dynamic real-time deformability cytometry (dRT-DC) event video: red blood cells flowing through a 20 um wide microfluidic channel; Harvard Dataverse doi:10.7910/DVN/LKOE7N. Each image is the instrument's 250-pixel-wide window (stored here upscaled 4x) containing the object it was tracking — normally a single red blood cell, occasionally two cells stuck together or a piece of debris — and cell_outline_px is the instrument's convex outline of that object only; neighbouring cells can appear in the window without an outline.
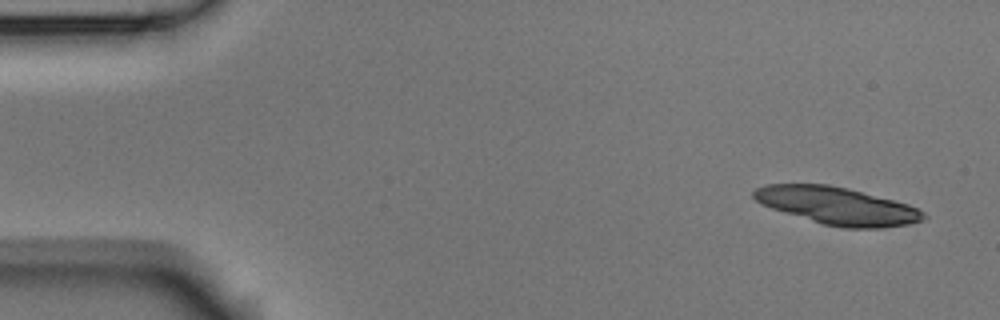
{"species": "Egyptian fruit bat (a non-hibernating species)", "species_latin": "Rousettus aegyptiacus", "temperature_condition": "room temperature", "stored_images_in_passage": 7, "camera_frame_rate_fps": 3000, "um_per_image_px": 0.085, "animal": {"sex": "male"}, "frame": {"image": 1, "passage_image": 1, "time_ms": 0.0, "image_size_px": [1000, 320], "cell_outline_px": [[928, 216], [924, 220], [908, 224], [880, 228], [844, 228], [824, 224], [784, 212], [760, 204], [752, 196], [752, 192], [756, 188], [768, 184], [828, 184], [848, 188], [908, 204], [924, 212]], "centroid_in_image_um": [71.17, 17.49], "position_along_channel_um": 13.8, "area_um2": 36.82}}
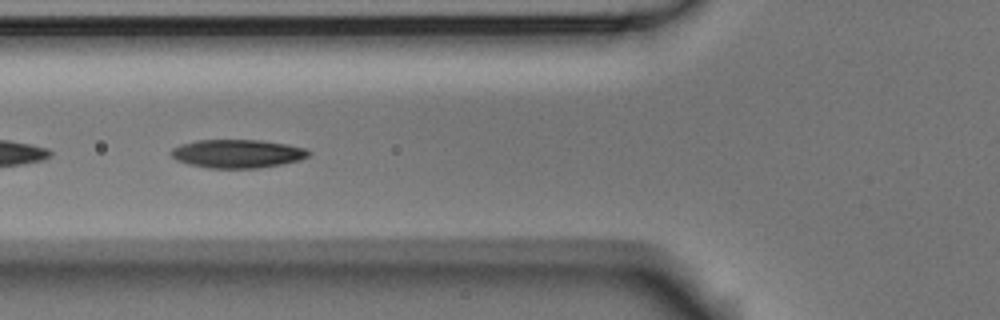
{"frame": {"image": 2, "passage_image": 5, "time_ms": 1.333, "image_size_px": [1000, 320], "cell_outline_px": [[312, 152], [308, 156], [300, 160], [280, 164], [256, 168], [208, 168], [188, 164], [176, 160], [168, 152], [172, 148], [180, 144], [196, 140], [260, 140], [288, 144], [308, 148]], "centroid_in_image_um": [20.17, 13.05], "position_along_channel_um": 105.6, "area_um2": 23.0}}
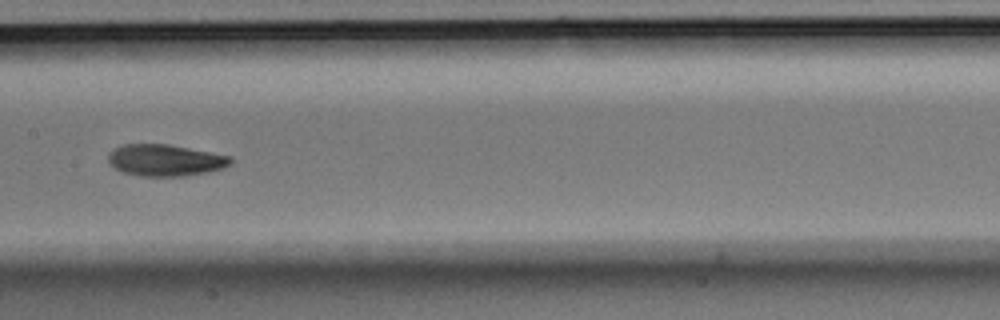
{"frame": {"image": 3, "passage_image": 7, "time_ms": 2.0, "image_size_px": [1000, 320], "cell_outline_px": [[232, 164], [224, 168], [208, 172], [184, 176], [140, 176], [120, 172], [108, 164], [108, 152], [124, 144], [168, 144], [232, 156]], "centroid_in_image_um": [14.04, 13.63], "position_along_channel_um": 193.4, "area_um2": 22.83}}